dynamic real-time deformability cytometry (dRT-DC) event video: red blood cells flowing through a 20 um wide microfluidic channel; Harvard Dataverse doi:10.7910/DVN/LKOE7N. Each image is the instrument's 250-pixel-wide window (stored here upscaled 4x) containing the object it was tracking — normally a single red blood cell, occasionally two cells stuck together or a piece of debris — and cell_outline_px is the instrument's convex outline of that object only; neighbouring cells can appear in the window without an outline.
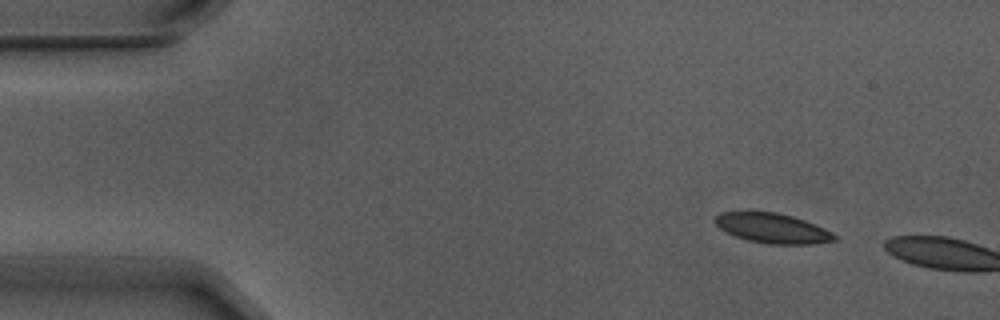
{"species": "Egyptian fruit bat (a non-hibernating species)", "species_latin": "Rousettus aegyptiacus", "temperature_condition": "warm", "stored_images_in_passage": 2, "camera_frame_rate_fps": 3000, "um_per_image_px": 0.085, "animal": {"sex": "male"}, "frame": {"image": 1, "passage_image": 1, "time_ms": 0.0, "image_size_px": [1000, 320], "cell_outline_px": [[836, 240], [812, 244], [768, 244], [748, 240], [736, 236], [720, 228], [716, 224], [716, 216], [720, 212], [776, 212], [792, 216], [804, 220], [824, 228], [832, 232], [836, 236]], "centroid_in_image_um": [65.69, 19.4], "position_along_channel_um": 19.3, "area_um2": 20.46}}